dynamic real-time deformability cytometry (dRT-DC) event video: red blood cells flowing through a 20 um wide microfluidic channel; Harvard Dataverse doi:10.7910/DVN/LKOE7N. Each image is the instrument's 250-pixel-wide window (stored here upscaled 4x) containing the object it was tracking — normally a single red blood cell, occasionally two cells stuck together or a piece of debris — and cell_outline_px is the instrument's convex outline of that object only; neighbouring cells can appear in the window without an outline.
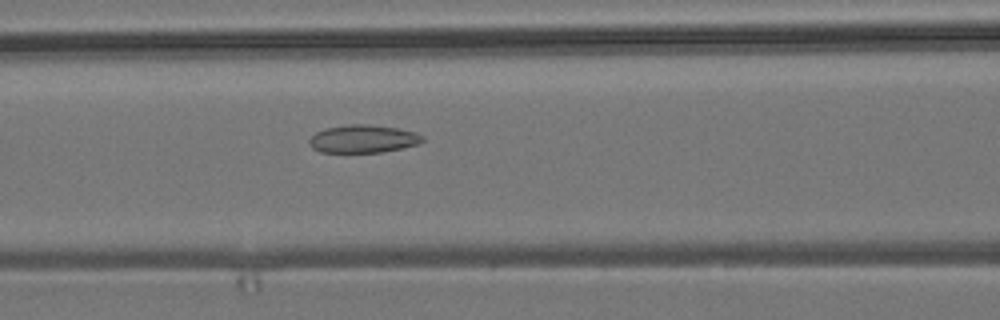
{"species": "common noctule bat (a hibernating species)", "species_latin": "Nyctalus noctula", "temperature_condition": "room temperature", "stored_images_in_passage": 38, "camera_frame_rate_fps": 3000, "um_per_image_px": 0.085, "animal": {"sex": "male", "body_mass_g": 19.2, "forearm_length_mm": 51.8}, "frame": {"image": 1, "passage_image": 6, "time_ms": 1.667, "image_size_px": [1000, 320], "cell_outline_px": [[424, 140], [420, 144], [380, 152], [320, 152], [312, 148], [308, 144], [308, 140], [316, 132], [324, 128], [348, 124], [368, 124], [400, 128], [416, 132], [424, 136]], "centroid_in_image_um": [30.86, 11.79], "position_along_channel_um": 135.7, "area_um2": 18.61}}
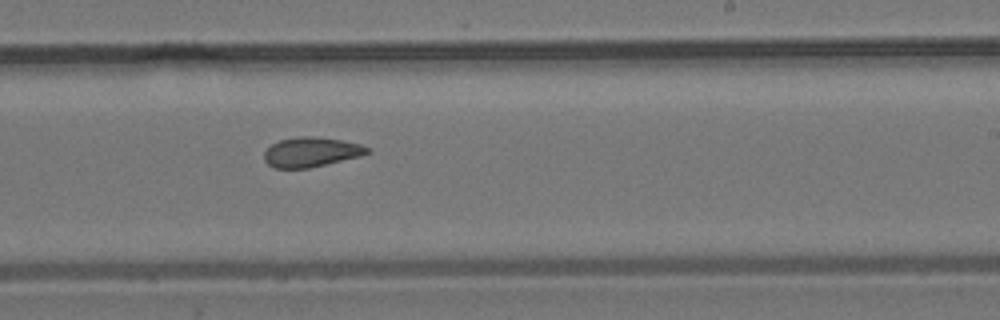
{"frame": {"image": 2, "passage_image": 16, "time_ms": 5.0, "image_size_px": [1000, 320], "cell_outline_px": [[368, 152], [360, 156], [308, 168], [276, 168], [268, 164], [264, 160], [264, 152], [272, 144], [280, 140], [296, 136], [312, 136], [340, 140], [360, 144], [368, 148]], "centroid_in_image_um": [26.4, 12.92], "position_along_channel_um": 262.6, "area_um2": 17.57}}
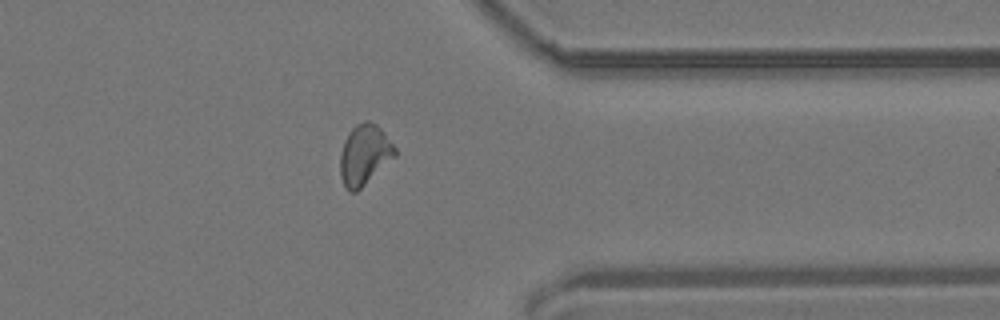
{"frame": {"image": 3, "passage_image": 26, "time_ms": 8.333, "image_size_px": [1000, 320], "cell_outline_px": [[396, 156], [356, 192], [348, 192], [340, 176], [340, 152], [344, 140], [348, 132], [356, 124], [364, 120], [368, 120], [376, 124], [384, 132], [396, 148]], "centroid_in_image_um": [30.96, 13.14], "position_along_channel_um": 380.4, "area_um2": 19.36}, "authors_computed_cell_mechanics": {"area_um2": 18.2648, "velocity_mm_per_s": 3.817, "shape_relaxation_time_tau1_ms": null, "shape_relaxation_time_tau2_ms": 3.9735, "deformation_change_tau1": null, "deformation_change_tau2": 0.0967}}